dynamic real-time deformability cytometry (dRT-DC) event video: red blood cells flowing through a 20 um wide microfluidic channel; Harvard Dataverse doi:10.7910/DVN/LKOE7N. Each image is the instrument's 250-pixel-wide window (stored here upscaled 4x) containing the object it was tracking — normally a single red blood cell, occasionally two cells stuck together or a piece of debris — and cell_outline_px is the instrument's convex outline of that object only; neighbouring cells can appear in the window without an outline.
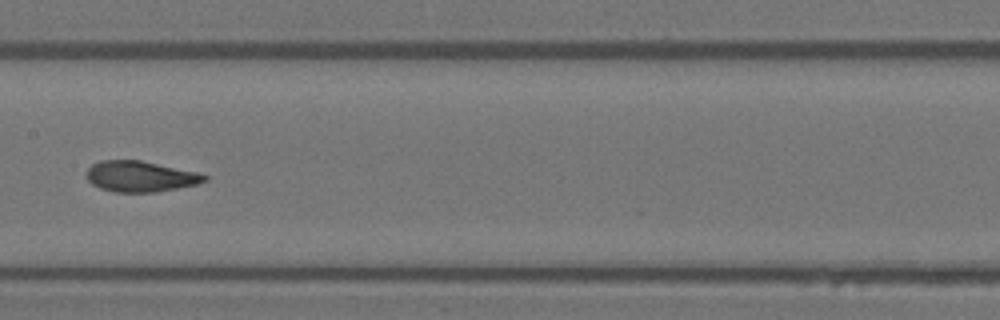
{"species": "Egyptian fruit bat (a non-hibernating species)", "species_latin": "Rousettus aegyptiacus", "temperature_condition": "warm", "stored_images_in_passage": 23, "camera_frame_rate_fps": 3000, "um_per_image_px": 0.085, "animal": {"sex": "female"}, "frame": {"image": 1, "passage_image": 17, "time_ms": 5.333, "image_size_px": [1000, 320], "cell_outline_px": [[208, 180], [196, 184], [156, 192], [116, 192], [100, 188], [92, 184], [84, 176], [88, 168], [92, 164], [100, 160], [140, 160], [200, 172], [208, 176]], "centroid_in_image_um": [11.92, 14.98], "position_along_channel_um": 195.5, "area_um2": 21.33}}